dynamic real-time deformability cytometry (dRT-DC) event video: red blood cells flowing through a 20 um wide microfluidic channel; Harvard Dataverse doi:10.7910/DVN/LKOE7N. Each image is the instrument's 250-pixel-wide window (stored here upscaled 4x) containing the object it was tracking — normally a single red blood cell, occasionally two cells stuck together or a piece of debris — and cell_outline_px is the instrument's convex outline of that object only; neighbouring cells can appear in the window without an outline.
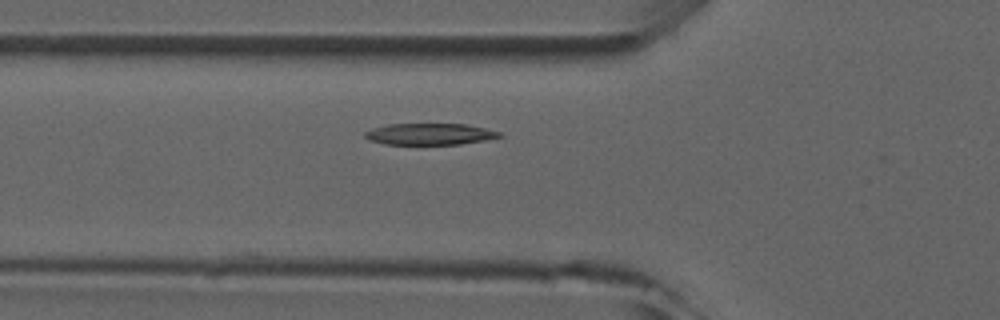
{"species": "common noctule bat (a hibernating species)", "species_latin": "Nyctalus noctula", "temperature_condition": "room temperature", "stored_images_in_passage": 3, "camera_frame_rate_fps": 3000, "um_per_image_px": 0.085, "animal": {"sex": "male", "forearm_length_mm": 52.5}, "frame": {"image": 1, "passage_image": 3, "time_ms": 3.333, "image_size_px": [1000, 320], "cell_outline_px": [[504, 136], [484, 140], [460, 144], [384, 144], [372, 140], [364, 136], [364, 132], [372, 128], [388, 124], [464, 124], [484, 128], [500, 132]], "centroid_in_image_um": [36.53, 11.39], "position_along_channel_um": 89.3, "area_um2": 16.65}}